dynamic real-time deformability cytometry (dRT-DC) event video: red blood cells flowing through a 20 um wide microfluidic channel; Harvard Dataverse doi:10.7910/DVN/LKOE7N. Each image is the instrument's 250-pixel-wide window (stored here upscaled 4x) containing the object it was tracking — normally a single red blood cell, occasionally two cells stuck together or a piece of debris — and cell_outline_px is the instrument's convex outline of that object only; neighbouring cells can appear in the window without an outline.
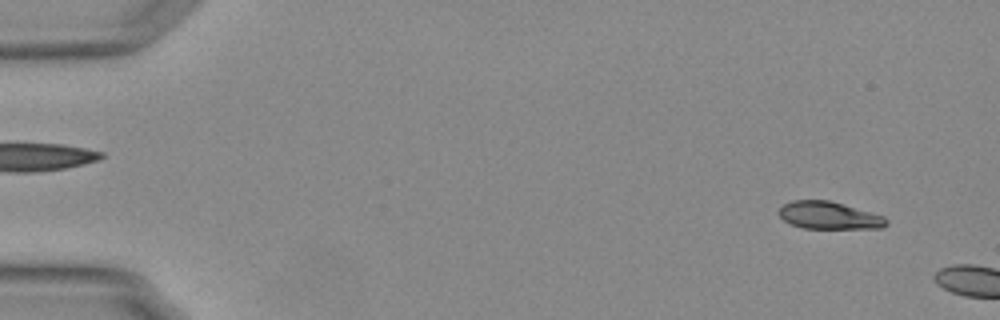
{"species": "Egyptian fruit bat (a non-hibernating species)", "species_latin": "Rousettus aegyptiacus", "temperature_condition": "warm", "stored_images_in_passage": 8, "camera_frame_rate_fps": 3000, "um_per_image_px": 0.085, "animal": {"sex": "female"}, "frame": {"image": 1, "passage_image": 4, "time_ms": 1.0, "image_size_px": [1000, 320], "cell_outline_px": [[888, 224], [884, 228], [804, 228], [792, 224], [784, 220], [776, 212], [784, 204], [792, 200], [828, 200], [884, 216], [888, 220]], "centroid_in_image_um": [70.46, 18.31], "position_along_channel_um": 14.5, "area_um2": 17.05}}